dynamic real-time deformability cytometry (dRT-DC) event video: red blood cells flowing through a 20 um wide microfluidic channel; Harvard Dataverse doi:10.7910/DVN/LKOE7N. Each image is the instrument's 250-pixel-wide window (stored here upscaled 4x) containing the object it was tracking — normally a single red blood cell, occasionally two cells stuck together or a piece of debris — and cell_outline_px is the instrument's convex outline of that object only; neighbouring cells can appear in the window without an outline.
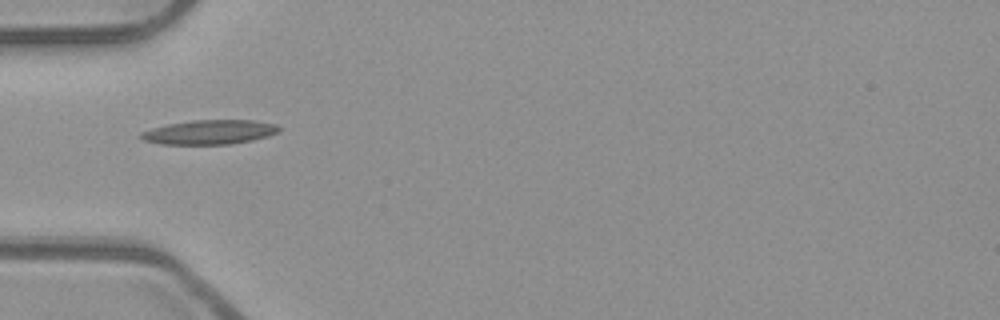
{"species": "common noctule bat (a hibernating species)", "species_latin": "Nyctalus noctula", "temperature_condition": "room temperature", "stored_images_in_passage": 36, "camera_frame_rate_fps": 3000, "um_per_image_px": 0.085, "animal": {"sex": "male", "body_mass_g": 23.1, "forearm_length_mm": 52.7}, "frame": {"image": 1, "passage_image": 1, "time_ms": 0.0, "image_size_px": [1000, 320], "cell_outline_px": [[280, 132], [268, 136], [252, 140], [228, 144], [160, 144], [144, 140], [136, 136], [140, 132], [152, 128], [168, 124], [192, 120], [252, 120], [276, 124], [280, 128]], "centroid_in_image_um": [17.79, 11.23], "position_along_channel_um": 67.2, "area_um2": 19.65}}
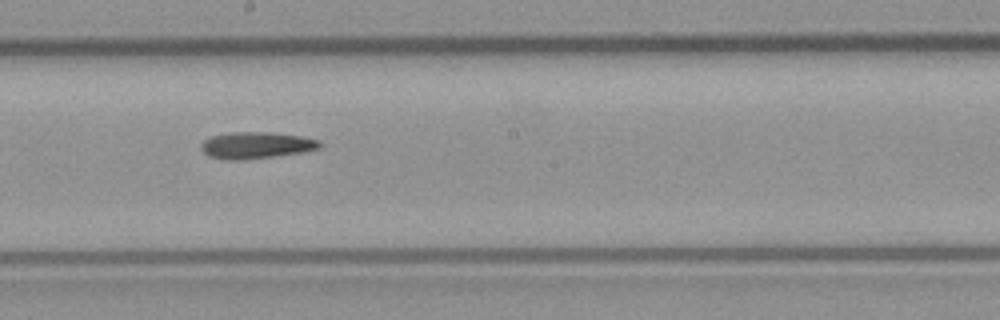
{"frame": {"image": 2, "passage_image": 13, "time_ms": 4.0, "image_size_px": [1000, 320], "cell_outline_px": [[320, 148], [300, 152], [244, 160], [228, 160], [208, 156], [200, 148], [200, 144], [204, 140], [212, 136], [232, 132], [264, 132], [300, 136], [320, 140]], "centroid_in_image_um": [21.72, 12.35], "position_along_channel_um": 226.5, "area_um2": 18.15}}
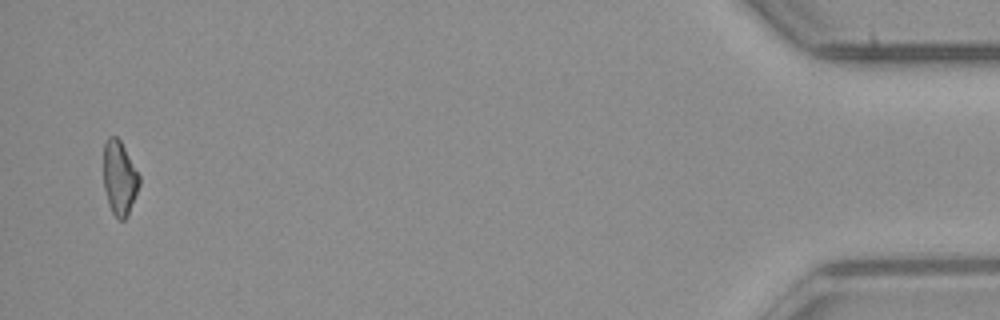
{"frame": {"image": 3, "passage_image": 35, "time_ms": 11.333, "image_size_px": [1000, 320], "cell_outline_px": [[140, 184], [128, 216], [124, 220], [120, 220], [112, 212], [108, 204], [104, 188], [104, 144], [108, 136], [116, 136], [120, 140], [140, 176]], "centroid_in_image_um": [10.16, 15.14], "position_along_channel_um": 425.0, "area_um2": 15.43}, "authors_computed_cell_mechanics": {"area_um2": 17.3689, "velocity_mm_per_s": 3.9612, "shape_relaxation_time_tau1_ms": 10.6659, "shape_relaxation_time_tau2_ms": null, "deformation_change_tau1": 0.2513, "deformation_change_tau2": null}}